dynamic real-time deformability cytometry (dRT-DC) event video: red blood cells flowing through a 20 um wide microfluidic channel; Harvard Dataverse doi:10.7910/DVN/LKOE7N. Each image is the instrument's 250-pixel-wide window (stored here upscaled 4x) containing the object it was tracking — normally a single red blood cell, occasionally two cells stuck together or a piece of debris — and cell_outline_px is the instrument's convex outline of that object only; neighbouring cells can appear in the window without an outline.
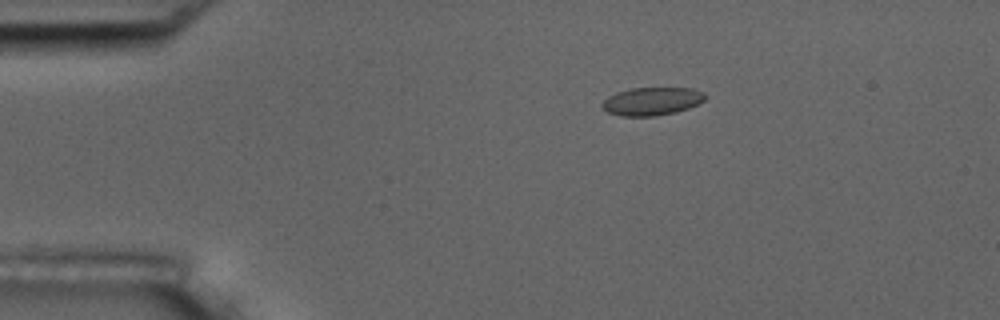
{"species": "common noctule bat (a hibernating species)", "species_latin": "Nyctalus noctula", "temperature_condition": "room temperature", "stored_images_in_passage": 6, "camera_frame_rate_fps": 3000, "um_per_image_px": 0.085, "animal": {"sex": "male", "body_mass_g": 17.5, "forearm_length_mm": 52.3}, "frame": {"image": 1, "passage_image": 6, "time_ms": 6.667, "image_size_px": [1000, 320], "cell_outline_px": [[704, 100], [688, 108], [676, 112], [656, 116], [620, 116], [608, 112], [600, 108], [600, 104], [608, 96], [616, 92], [628, 88], [692, 88], [704, 92]], "centroid_in_image_um": [55.35, 8.61], "position_along_channel_um": 29.7, "area_um2": 16.94}}